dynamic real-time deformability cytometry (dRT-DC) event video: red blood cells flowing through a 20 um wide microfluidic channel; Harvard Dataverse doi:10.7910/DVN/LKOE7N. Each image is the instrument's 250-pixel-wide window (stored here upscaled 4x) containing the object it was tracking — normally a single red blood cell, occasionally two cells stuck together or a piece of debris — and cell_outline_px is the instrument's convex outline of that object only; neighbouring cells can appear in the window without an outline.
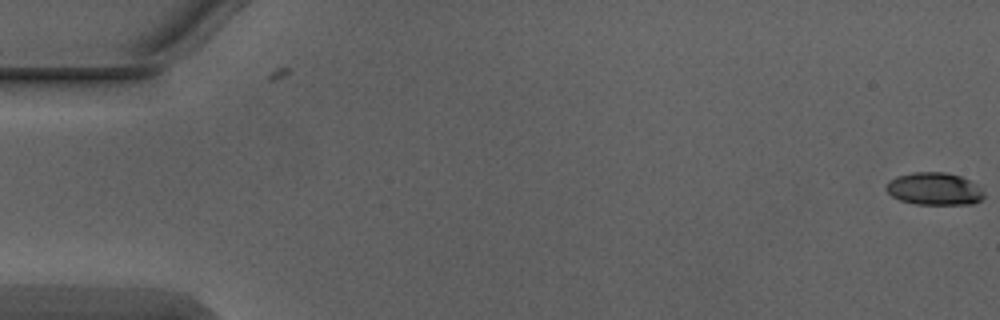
{"species": "Egyptian fruit bat (a non-hibernating species)", "species_latin": "Rousettus aegyptiacus", "temperature_condition": "warm", "stored_images_in_passage": 6, "camera_frame_rate_fps": 3000, "um_per_image_px": 0.085, "animal": {"sex": "male"}, "frame": {"image": 1, "passage_image": 1, "time_ms": 0.0, "image_size_px": [1000, 320], "cell_outline_px": [[984, 196], [980, 200], [972, 204], [916, 204], [900, 200], [892, 196], [888, 192], [888, 180], [896, 176], [912, 172], [948, 172], [960, 176], [968, 180], [980, 188], [984, 192]], "centroid_in_image_um": [79.41, 16.04], "position_along_channel_um": 5.6, "area_um2": 18.38}}
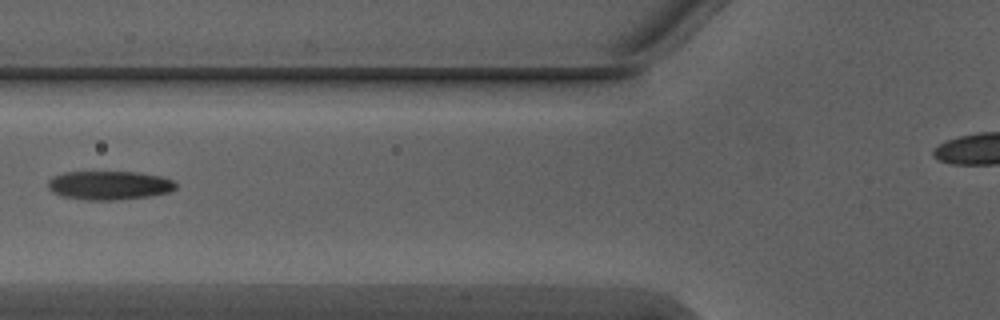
{"frame": {"image": 2, "passage_image": 6, "time_ms": 1.667, "image_size_px": [1000, 320], "cell_outline_px": [[176, 188], [168, 192], [148, 196], [116, 200], [88, 200], [60, 196], [52, 192], [48, 188], [48, 180], [52, 176], [64, 172], [140, 172], [160, 176], [172, 180], [176, 184]], "centroid_in_image_um": [9.24, 15.75], "position_along_channel_um": 116.6, "area_um2": 21.5}}